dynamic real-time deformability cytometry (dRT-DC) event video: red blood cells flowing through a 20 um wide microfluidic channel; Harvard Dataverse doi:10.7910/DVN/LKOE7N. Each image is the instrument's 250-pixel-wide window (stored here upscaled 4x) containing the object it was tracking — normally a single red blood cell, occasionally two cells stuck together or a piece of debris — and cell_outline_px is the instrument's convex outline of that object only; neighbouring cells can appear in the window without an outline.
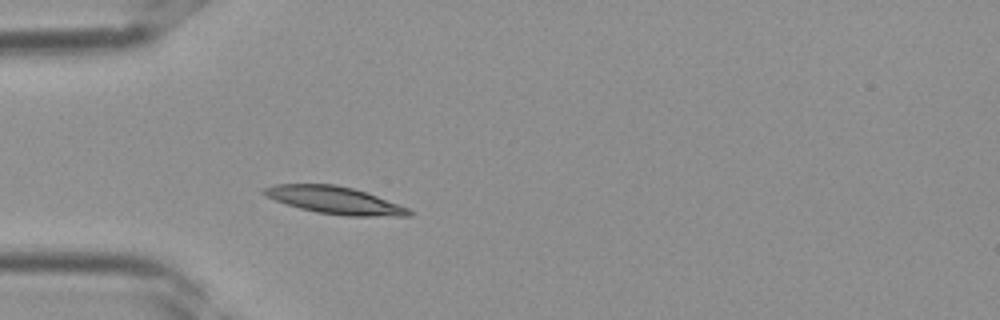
{"species": "Egyptian fruit bat (a non-hibernating species)", "species_latin": "Rousettus aegyptiacus", "temperature_condition": "room temperature", "stored_images_in_passage": 29, "camera_frame_rate_fps": 3000, "um_per_image_px": 0.085, "frame": {"image": 1, "passage_image": 4, "time_ms": 1.0, "image_size_px": [1000, 320], "cell_outline_px": [[412, 216], [348, 216], [316, 212], [300, 208], [264, 196], [260, 192], [264, 188], [276, 184], [336, 184], [352, 188], [376, 196], [408, 208], [412, 212]], "centroid_in_image_um": [28.42, 17.02], "position_along_channel_um": 56.6, "area_um2": 22.83}}
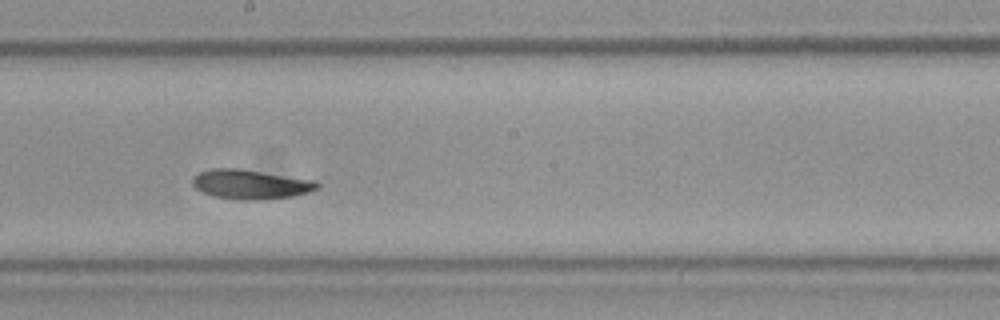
{"frame": {"image": 2, "passage_image": 14, "time_ms": 4.333, "image_size_px": [1000, 320], "cell_outline_px": [[320, 188], [296, 196], [260, 200], [236, 200], [216, 196], [204, 192], [196, 188], [192, 184], [192, 180], [200, 172], [212, 168], [236, 168], [316, 180], [320, 184]], "centroid_in_image_um": [21.36, 15.67], "position_along_channel_um": 226.8, "area_um2": 21.39}}
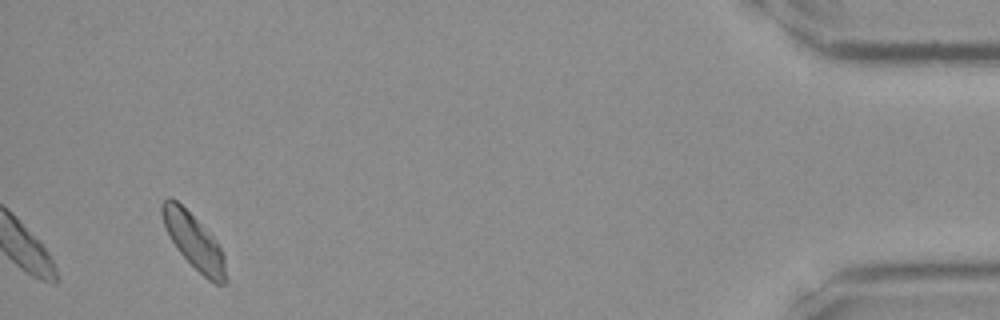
{"frame": {"image": 3, "passage_image": 29, "time_ms": 9.333, "image_size_px": [1000, 320], "cell_outline_px": [[228, 280], [224, 284], [216, 284], [208, 280], [176, 248], [164, 224], [160, 212], [160, 204], [168, 196], [176, 200], [216, 240], [224, 256], [228, 276]], "centroid_in_image_um": [16.5, 20.53], "position_along_channel_um": 418.7, "area_um2": 20.06}}